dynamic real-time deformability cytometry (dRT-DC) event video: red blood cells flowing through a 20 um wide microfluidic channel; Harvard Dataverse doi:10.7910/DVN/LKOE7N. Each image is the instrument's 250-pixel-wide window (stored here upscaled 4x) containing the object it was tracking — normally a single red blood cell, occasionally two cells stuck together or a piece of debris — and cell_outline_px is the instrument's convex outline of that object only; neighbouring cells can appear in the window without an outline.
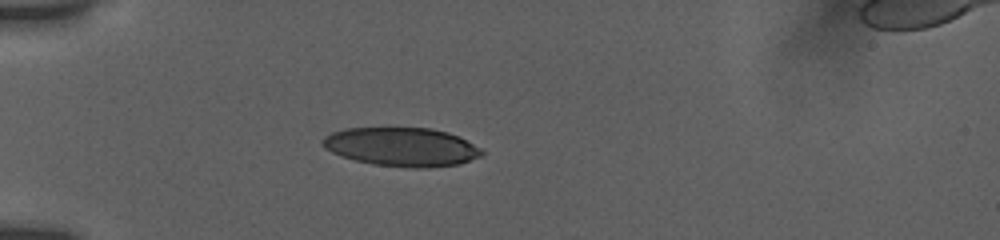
{"species": "human", "species_latin": "Homo sapiens", "temperature_condition": "room temperature", "stored_images_in_passage": 39, "camera_frame_rate_fps": 3000, "um_per_image_px": 0.085, "donor": {"sex": "female"}, "frame": {"image": 1, "passage_image": 1, "time_ms": 0.0, "image_size_px": [1000, 240], "cell_outline_px": [[484, 152], [480, 156], [460, 164], [428, 168], [412, 168], [372, 164], [340, 156], [324, 148], [320, 144], [320, 140], [324, 136], [332, 132], [344, 128], [432, 128], [448, 132], [480, 148]], "centroid_in_image_um": [34.09, 12.49], "position_along_channel_um": 50.9, "area_um2": 36.01}}
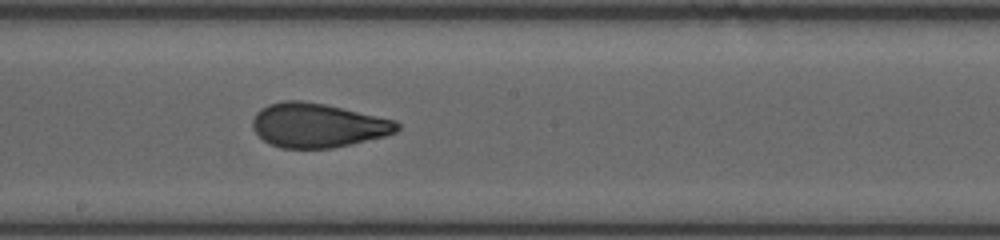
{"frame": {"image": 2, "passage_image": 16, "time_ms": 5.0, "image_size_px": [1000, 240], "cell_outline_px": [[400, 128], [396, 132], [384, 136], [332, 148], [280, 148], [264, 140], [252, 128], [252, 120], [256, 112], [260, 108], [268, 104], [284, 100], [300, 100], [324, 104], [396, 120], [400, 124]], "centroid_in_image_um": [26.99, 10.64], "position_along_channel_um": 221.2, "area_um2": 37.11}}
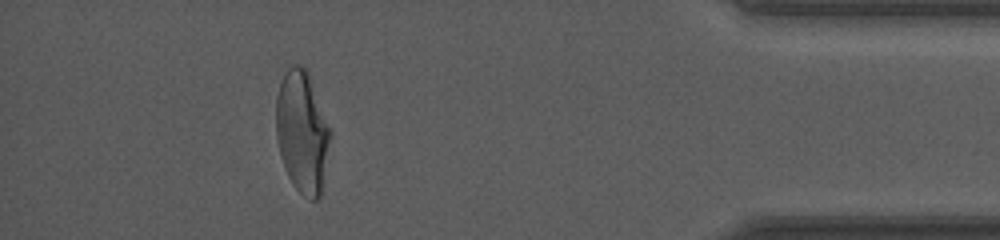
{"frame": {"image": 3, "passage_image": 34, "time_ms": 11.0, "image_size_px": [1000, 240], "cell_outline_px": [[332, 132], [320, 196], [316, 200], [312, 200], [304, 196], [292, 184], [284, 168], [276, 136], [276, 96], [284, 72], [292, 64], [300, 64], [308, 72], [332, 128]], "centroid_in_image_um": [25.7, 11.18], "position_along_channel_um": 409.5, "area_um2": 38.84}, "authors_computed_cell_mechanics": {"area_um2": 37.859, "velocity_mm_per_s": 3.8511, "shape_relaxation_time_tau1_ms": 7.4637, "shape_relaxation_time_tau2_ms": 1.2661, "deformation_change_tau1": 0.2092, "deformation_change_tau2": 0.0762}}